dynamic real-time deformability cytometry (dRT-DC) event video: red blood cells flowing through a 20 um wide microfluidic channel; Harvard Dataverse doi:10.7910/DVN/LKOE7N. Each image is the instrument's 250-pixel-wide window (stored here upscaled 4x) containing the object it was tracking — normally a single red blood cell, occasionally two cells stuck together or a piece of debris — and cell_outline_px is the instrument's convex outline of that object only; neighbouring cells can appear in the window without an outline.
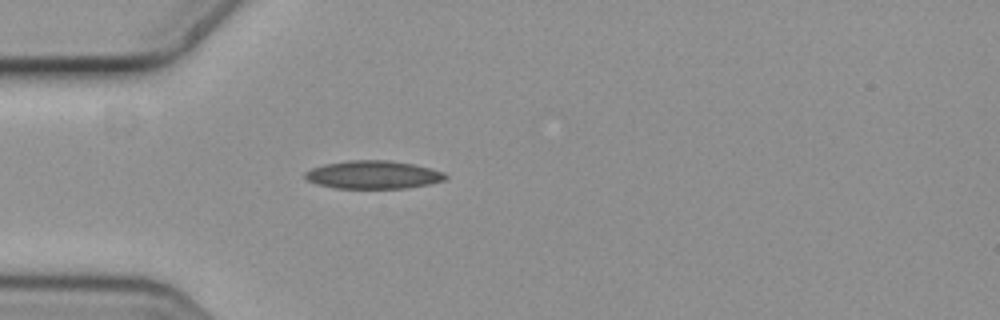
{"species": "common noctule bat (a hibernating species)", "species_latin": "Nyctalus noctula", "temperature_condition": "cold", "stored_images_in_passage": 1, "camera_frame_rate_fps": 3000, "um_per_image_px": 0.085, "animal": {"sex": "female", "body_mass_g": 19.3, "forearm_length_mm": 54.1}, "frame": {"image": 1, "passage_image": 1, "time_ms": 0.0, "image_size_px": [1000, 320], "cell_outline_px": [[448, 176], [444, 180], [428, 184], [404, 188], [336, 188], [320, 184], [308, 180], [304, 176], [304, 172], [312, 168], [324, 164], [348, 160], [388, 160], [416, 164], [432, 168], [444, 172]], "centroid_in_image_um": [31.75, 14.84], "position_along_channel_um": 53.3, "area_um2": 22.95}}